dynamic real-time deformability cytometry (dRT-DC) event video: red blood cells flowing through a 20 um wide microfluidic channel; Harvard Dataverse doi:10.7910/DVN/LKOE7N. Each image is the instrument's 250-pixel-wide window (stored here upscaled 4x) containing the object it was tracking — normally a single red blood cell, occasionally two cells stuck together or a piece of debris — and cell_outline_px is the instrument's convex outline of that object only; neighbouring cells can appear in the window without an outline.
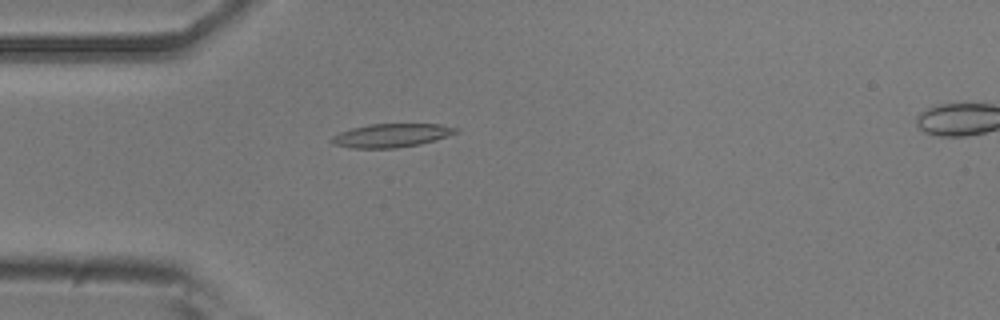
{"species": "common noctule bat (a hibernating species)", "species_latin": "Nyctalus noctula", "temperature_condition": "room temperature", "stored_images_in_passage": 51, "camera_frame_rate_fps": 3000, "um_per_image_px": 0.085, "animal": {"sex": "male", "body_mass_g": 20.5, "forearm_length_mm": 52.5}, "frame": {"image": 1, "passage_image": 14, "time_ms": 4.333, "image_size_px": [1000, 320], "cell_outline_px": [[460, 132], [448, 136], [420, 144], [396, 148], [352, 148], [332, 144], [328, 140], [332, 136], [340, 132], [352, 128], [372, 124], [440, 124], [460, 128]], "centroid_in_image_um": [33.28, 11.51], "position_along_channel_um": 51.7, "area_um2": 17.17}}
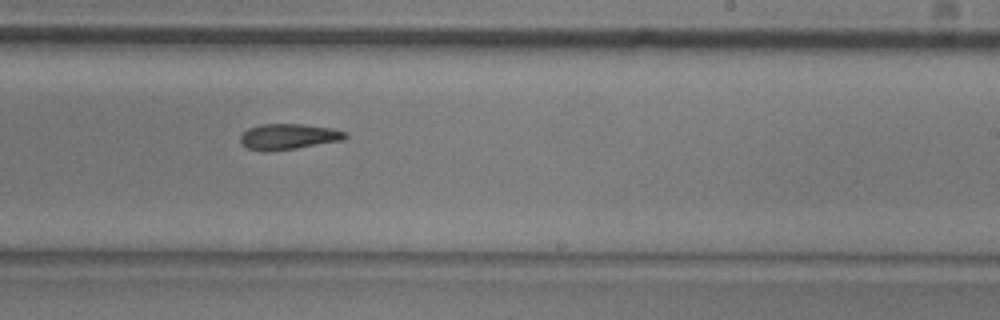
{"frame": {"image": 2, "passage_image": 31, "time_ms": 10.0, "image_size_px": [1000, 320], "cell_outline_px": [[348, 136], [344, 140], [296, 148], [268, 152], [260, 152], [248, 148], [240, 140], [240, 136], [248, 128], [260, 124], [300, 124], [332, 128], [348, 132]], "centroid_in_image_um": [24.53, 11.62], "position_along_channel_um": 264.5, "area_um2": 15.84}}
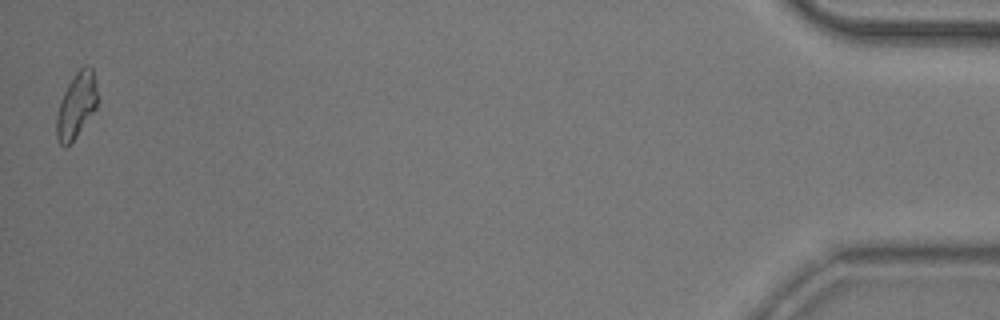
{"frame": {"image": 3, "passage_image": 51, "time_ms": 16.667, "image_size_px": [1000, 320], "cell_outline_px": [[96, 108], [76, 136], [64, 148], [60, 144], [56, 136], [56, 116], [64, 92], [68, 84], [76, 72], [84, 64], [88, 64], [92, 68], [96, 88]], "centroid_in_image_um": [6.47, 8.94], "position_along_channel_um": 428.7, "area_um2": 15.2}, "authors_computed_cell_mechanics": {"area_um2": 16.0106, "velocity_mm_per_s": 3.8826, "shape_relaxation_time_tau1_ms": 9.093, "shape_relaxation_time_tau2_ms": 7.8158, "deformation_change_tau1": 0.2257, "deformation_change_tau2": 0.1838}}